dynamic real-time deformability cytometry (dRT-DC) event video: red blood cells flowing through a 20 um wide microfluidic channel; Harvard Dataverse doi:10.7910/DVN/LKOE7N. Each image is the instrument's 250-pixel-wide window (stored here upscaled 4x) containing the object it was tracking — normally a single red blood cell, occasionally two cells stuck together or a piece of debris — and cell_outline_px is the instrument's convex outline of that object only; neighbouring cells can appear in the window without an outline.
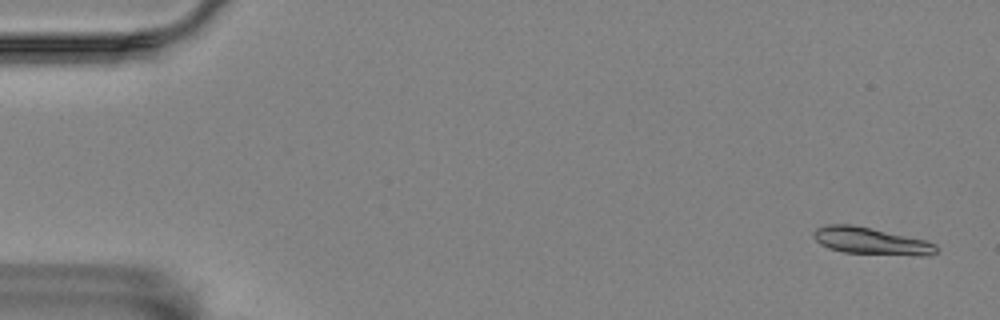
{"species": "Egyptian fruit bat (a non-hibernating species)", "species_latin": "Rousettus aegyptiacus", "temperature_condition": "room temperature", "stored_images_in_passage": 5, "camera_frame_rate_fps": 3000, "um_per_image_px": 0.085, "animal": {"sex": "female"}, "frame": {"image": 1, "passage_image": 1, "time_ms": 0.0, "image_size_px": [1000, 320], "cell_outline_px": [[940, 248], [932, 256], [916, 256], [844, 252], [828, 248], [820, 244], [812, 236], [812, 232], [816, 228], [828, 224], [852, 224], [924, 240], [936, 244]], "centroid_in_image_um": [74.04, 20.5], "position_along_channel_um": 11.0, "area_um2": 19.42}}
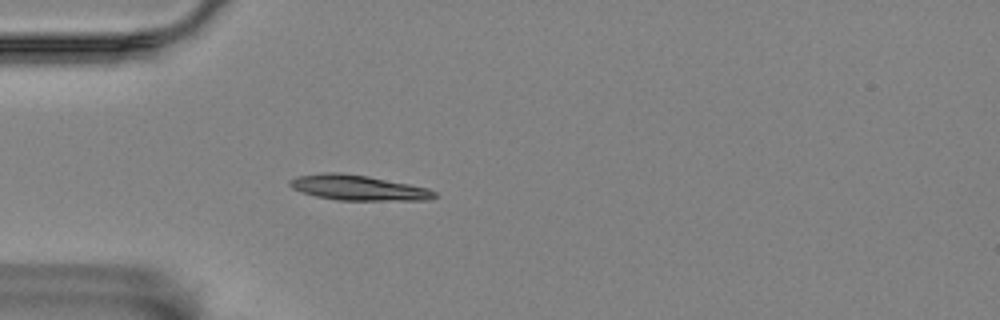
{"frame": {"image": 2, "passage_image": 5, "time_ms": 4.667, "image_size_px": [1000, 320], "cell_outline_px": [[436, 196], [432, 200], [336, 200], [316, 196], [292, 188], [288, 184], [288, 180], [296, 176], [324, 172], [340, 172], [368, 176], [428, 188], [436, 192]], "centroid_in_image_um": [30.42, 15.95], "position_along_channel_um": 54.6, "area_um2": 21.27}}